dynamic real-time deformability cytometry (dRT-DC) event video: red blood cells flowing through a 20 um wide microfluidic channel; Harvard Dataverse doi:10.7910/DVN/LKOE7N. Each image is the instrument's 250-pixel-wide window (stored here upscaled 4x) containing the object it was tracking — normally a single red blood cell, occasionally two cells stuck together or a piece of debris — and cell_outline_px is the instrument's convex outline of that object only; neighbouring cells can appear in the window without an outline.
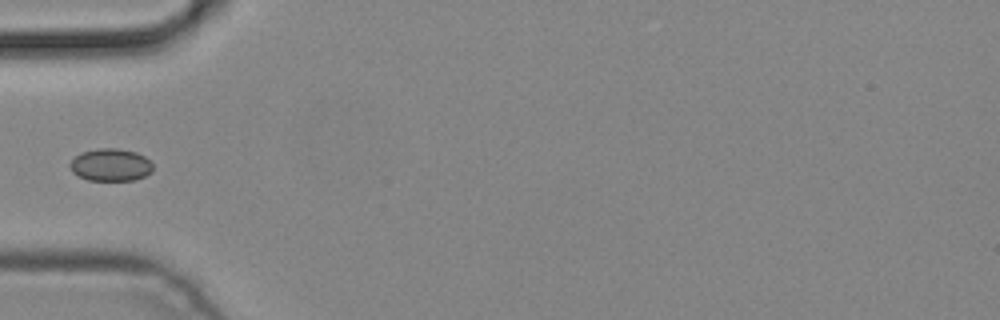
{"species": "common noctule bat (a hibernating species)", "species_latin": "Nyctalus noctula", "temperature_condition": "cold", "stored_images_in_passage": 5, "camera_frame_rate_fps": 3000, "um_per_image_px": 0.085, "animal": {"sex": "male", "body_mass_g": 19.2, "forearm_length_mm": 51.8}, "frame": {"image": 1, "passage_image": 4, "time_ms": 1.0, "image_size_px": [1000, 320], "cell_outline_px": [[152, 172], [136, 180], [88, 180], [72, 172], [68, 164], [80, 152], [96, 148], [116, 148], [136, 152], [144, 156], [152, 164]], "centroid_in_image_um": [9.39, 14.01], "position_along_channel_um": 75.6, "area_um2": 15.72}}
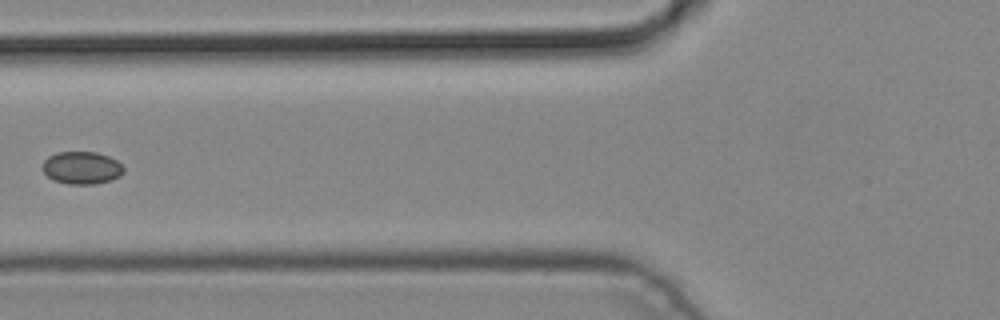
{"frame": {"image": 2, "passage_image": 5, "time_ms": 1.333, "image_size_px": [1000, 320], "cell_outline_px": [[124, 172], [120, 176], [112, 180], [96, 184], [68, 184], [52, 180], [40, 168], [44, 160], [48, 156], [56, 152], [96, 152], [108, 156], [116, 160], [124, 168]], "centroid_in_image_um": [6.92, 14.27], "position_along_channel_um": 118.9, "area_um2": 15.61}}